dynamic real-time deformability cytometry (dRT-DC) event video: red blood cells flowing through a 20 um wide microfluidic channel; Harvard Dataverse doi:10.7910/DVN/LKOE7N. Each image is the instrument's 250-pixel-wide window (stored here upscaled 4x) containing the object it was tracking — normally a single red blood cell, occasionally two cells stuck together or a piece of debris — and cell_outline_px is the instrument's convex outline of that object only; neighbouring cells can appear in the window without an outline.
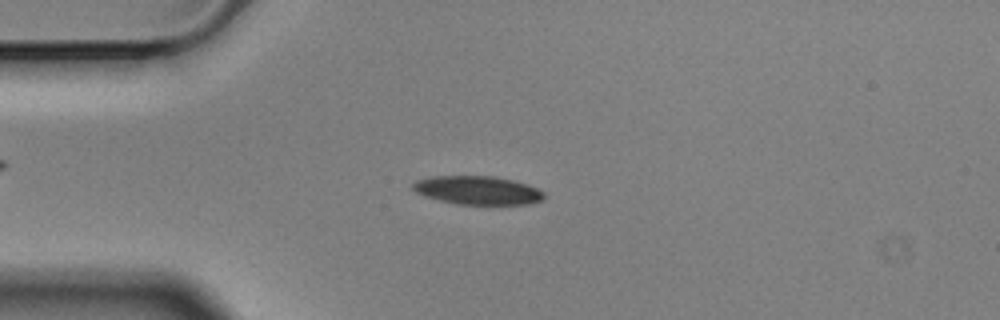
{"species": "Egyptian fruit bat (a non-hibernating species)", "species_latin": "Rousettus aegyptiacus", "temperature_condition": "cold", "stored_images_in_passage": 6, "camera_frame_rate_fps": 3000, "um_per_image_px": 0.085, "animal": {"sex": "male"}, "frame": {"image": 1, "passage_image": 3, "time_ms": 0.667, "image_size_px": [1000, 320], "cell_outline_px": [[544, 200], [528, 204], [456, 204], [424, 196], [416, 192], [412, 188], [412, 184], [416, 180], [432, 176], [496, 176], [512, 180], [536, 188], [544, 192]], "centroid_in_image_um": [40.58, 16.17], "position_along_channel_um": 44.4, "area_um2": 21.73}}
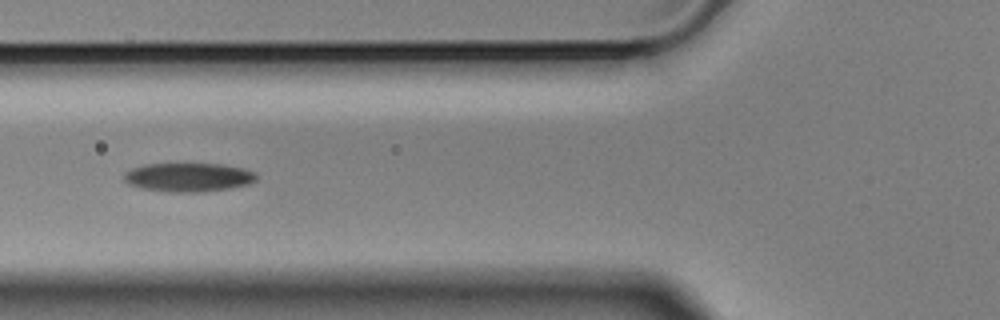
{"frame": {"image": 2, "passage_image": 5, "time_ms": 1.333, "image_size_px": [1000, 320], "cell_outline_px": [[256, 180], [248, 184], [232, 188], [204, 192], [164, 192], [140, 188], [128, 184], [124, 180], [124, 172], [132, 168], [144, 164], [220, 164], [244, 168], [256, 172]], "centroid_in_image_um": [16.0, 15.08], "position_along_channel_um": 109.8, "area_um2": 22.48}}
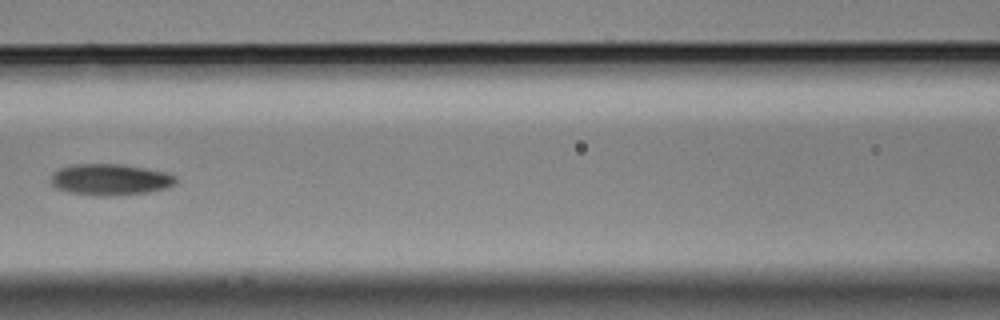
{"frame": {"image": 3, "passage_image": 6, "time_ms": 1.667, "image_size_px": [1000, 320], "cell_outline_px": [[176, 184], [164, 188], [148, 192], [104, 196], [100, 196], [68, 192], [56, 188], [52, 184], [52, 172], [60, 168], [72, 164], [124, 164], [164, 172], [176, 176]], "centroid_in_image_um": [9.34, 15.25], "position_along_channel_um": 157.3, "area_um2": 22.66}}